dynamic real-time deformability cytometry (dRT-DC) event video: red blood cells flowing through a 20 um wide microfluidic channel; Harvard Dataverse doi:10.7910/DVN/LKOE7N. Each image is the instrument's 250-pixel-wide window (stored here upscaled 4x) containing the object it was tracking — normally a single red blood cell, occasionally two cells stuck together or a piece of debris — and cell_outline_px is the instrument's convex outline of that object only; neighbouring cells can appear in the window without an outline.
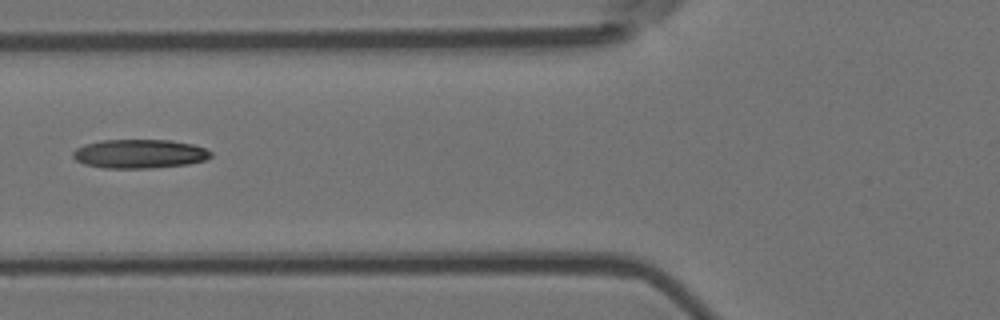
{"species": "Egyptian fruit bat (a non-hibernating species)", "species_latin": "Rousettus aegyptiacus", "temperature_condition": "room temperature", "stored_images_in_passage": 2, "camera_frame_rate_fps": 3000, "um_per_image_px": 0.085, "animal": {"sex": "female"}, "frame": {"image": 1, "passage_image": 2, "time_ms": 0.333, "image_size_px": [1000, 320], "cell_outline_px": [[212, 156], [204, 160], [188, 164], [152, 168], [104, 168], [84, 164], [76, 160], [72, 156], [72, 152], [76, 148], [84, 144], [104, 140], [172, 140], [192, 144], [204, 148], [212, 152]], "centroid_in_image_um": [11.84, 13.07], "position_along_channel_um": 114.0, "area_um2": 23.29}}